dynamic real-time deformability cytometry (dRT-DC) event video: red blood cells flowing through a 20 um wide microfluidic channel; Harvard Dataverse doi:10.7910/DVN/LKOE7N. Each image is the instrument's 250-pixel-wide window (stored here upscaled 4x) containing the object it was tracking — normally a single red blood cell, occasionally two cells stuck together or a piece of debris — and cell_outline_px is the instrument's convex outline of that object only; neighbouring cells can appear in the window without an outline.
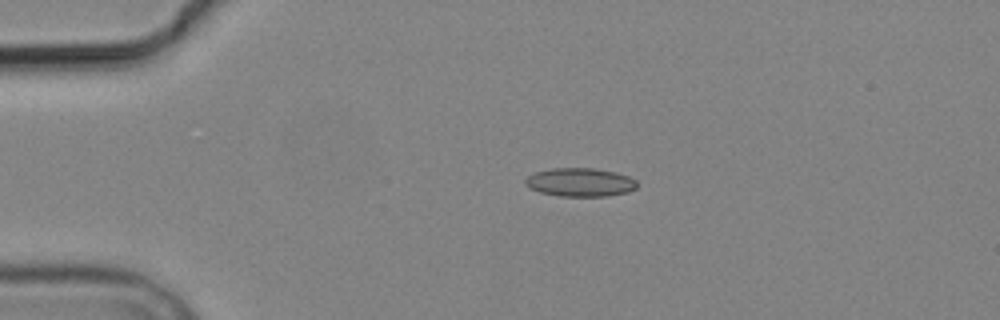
{"species": "common noctule bat (a hibernating species)", "species_latin": "Nyctalus noctula", "temperature_condition": "cold", "stored_images_in_passage": 2, "camera_frame_rate_fps": 3000, "um_per_image_px": 0.085, "animal": {"sex": "male", "body_mass_g": 19.2, "forearm_length_mm": 51.8}, "frame": {"image": 1, "passage_image": 1, "time_ms": 0.0, "image_size_px": [1000, 320], "cell_outline_px": [[636, 188], [628, 192], [608, 196], [560, 196], [540, 192], [528, 188], [524, 184], [524, 180], [528, 176], [536, 172], [552, 168], [596, 168], [616, 172], [628, 176], [636, 180]], "centroid_in_image_um": [49.3, 15.49], "position_along_channel_um": 35.7, "area_um2": 18.67}}